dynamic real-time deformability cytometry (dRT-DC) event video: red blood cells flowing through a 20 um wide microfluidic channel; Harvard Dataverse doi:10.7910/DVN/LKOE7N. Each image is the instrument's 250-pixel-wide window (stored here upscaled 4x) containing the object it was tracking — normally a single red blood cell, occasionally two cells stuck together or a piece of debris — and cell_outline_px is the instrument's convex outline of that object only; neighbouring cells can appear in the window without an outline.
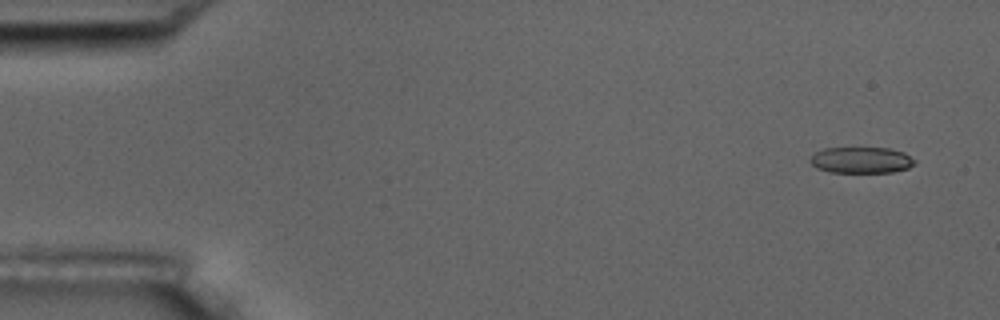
{"species": "common noctule bat (a hibernating species)", "species_latin": "Nyctalus noctula", "temperature_condition": "room temperature", "stored_images_in_passage": 6, "camera_frame_rate_fps": 3000, "um_per_image_px": 0.085, "animal": {"sex": "male", "body_mass_g": 17.5, "forearm_length_mm": 52.3}, "frame": {"image": 1, "passage_image": 1, "time_ms": 0.0, "image_size_px": [1000, 320], "cell_outline_px": [[916, 164], [908, 168], [892, 172], [828, 172], [816, 168], [808, 160], [816, 152], [824, 148], [888, 148], [904, 152], [916, 160]], "centroid_in_image_um": [73.22, 13.61], "position_along_channel_um": 11.8, "area_um2": 16.01}}
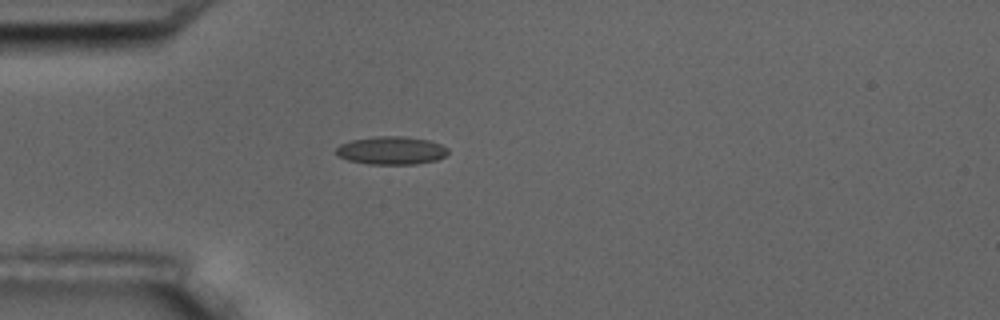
{"frame": {"image": 2, "passage_image": 5, "time_ms": 4.333, "image_size_px": [1000, 320], "cell_outline_px": [[448, 152], [444, 156], [436, 160], [416, 164], [368, 164], [348, 160], [336, 156], [336, 148], [340, 144], [352, 140], [376, 136], [404, 136], [428, 140], [440, 144], [448, 148]], "centroid_in_image_um": [33.24, 12.79], "position_along_channel_um": 51.8, "area_um2": 18.32}}